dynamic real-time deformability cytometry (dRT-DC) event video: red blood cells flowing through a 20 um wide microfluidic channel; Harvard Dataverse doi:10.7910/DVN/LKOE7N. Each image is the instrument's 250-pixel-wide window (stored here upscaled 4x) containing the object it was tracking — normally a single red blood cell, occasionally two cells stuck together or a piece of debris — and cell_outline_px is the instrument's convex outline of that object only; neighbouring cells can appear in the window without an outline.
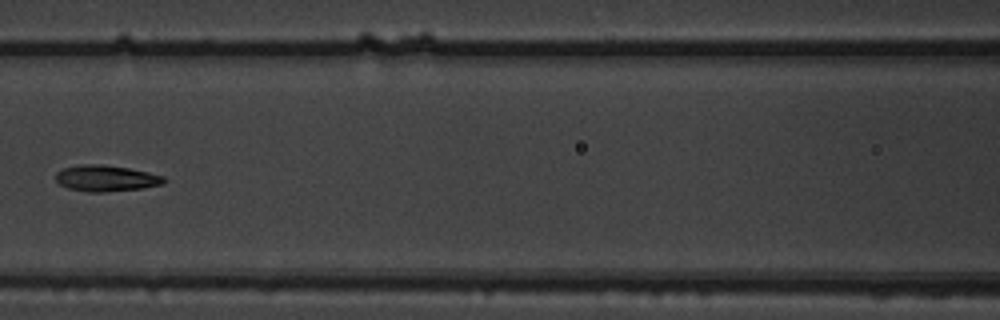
{"species": "common noctule bat (a hibernating species)", "species_latin": "Nyctalus noctula", "temperature_condition": "warm", "stored_images_in_passage": 7, "camera_frame_rate_fps": 3000, "um_per_image_px": 0.085, "animal": {"sex": "male", "body_mass_g": 19.5, "forearm_length_mm": 54.6}, "frame": {"image": 1, "passage_image": 6, "time_ms": 1.667, "image_size_px": [1000, 320], "cell_outline_px": [[168, 180], [164, 184], [144, 188], [104, 192], [88, 192], [68, 188], [60, 184], [56, 180], [56, 172], [64, 168], [80, 164], [100, 164], [128, 168], [148, 172], [164, 176]], "centroid_in_image_um": [9.05, 15.16], "position_along_channel_um": 157.6, "area_um2": 16.59}}
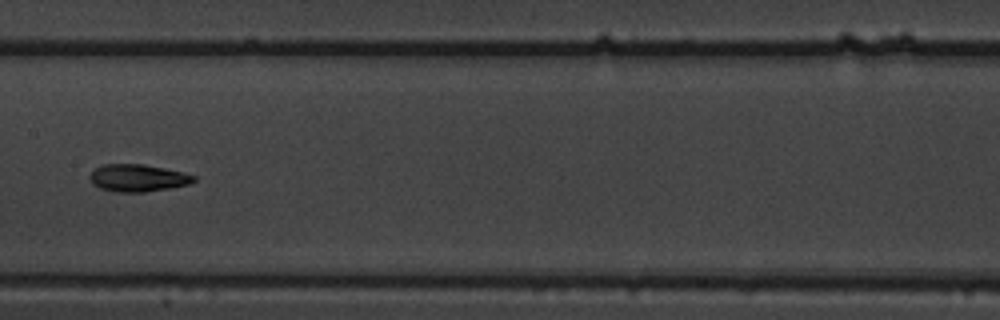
{"frame": {"image": 2, "passage_image": 7, "time_ms": 2.0, "image_size_px": [1000, 320], "cell_outline_px": [[196, 180], [188, 184], [168, 188], [144, 192], [116, 192], [100, 188], [92, 184], [88, 176], [96, 168], [104, 164], [144, 164], [184, 172], [196, 176]], "centroid_in_image_um": [11.7, 15.12], "position_along_channel_um": 195.7, "area_um2": 16.53}}